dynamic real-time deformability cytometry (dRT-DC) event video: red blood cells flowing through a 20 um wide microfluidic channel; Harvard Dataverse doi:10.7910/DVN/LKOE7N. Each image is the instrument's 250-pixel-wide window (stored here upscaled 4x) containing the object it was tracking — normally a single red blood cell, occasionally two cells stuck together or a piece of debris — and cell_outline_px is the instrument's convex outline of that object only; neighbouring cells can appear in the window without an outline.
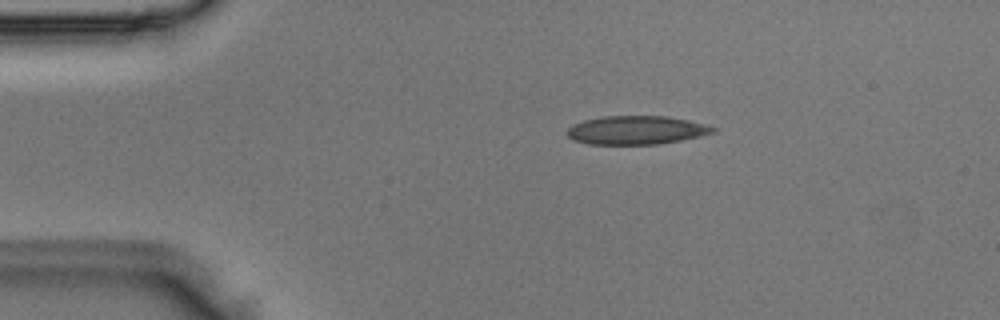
{"species": "Egyptian fruit bat (a non-hibernating species)", "species_latin": "Rousettus aegyptiacus", "temperature_condition": "room temperature", "stored_images_in_passage": 4, "camera_frame_rate_fps": 3000, "um_per_image_px": 0.085, "animal": {"sex": "male"}, "frame": {"image": 1, "passage_image": 3, "time_ms": 0.667, "image_size_px": [1000, 320], "cell_outline_px": [[716, 132], [700, 136], [660, 144], [588, 144], [572, 140], [564, 132], [572, 124], [584, 120], [604, 116], [668, 116], [688, 120], [704, 124], [716, 128]], "centroid_in_image_um": [54.05, 11.06], "position_along_channel_um": 30.9, "area_um2": 24.39}}